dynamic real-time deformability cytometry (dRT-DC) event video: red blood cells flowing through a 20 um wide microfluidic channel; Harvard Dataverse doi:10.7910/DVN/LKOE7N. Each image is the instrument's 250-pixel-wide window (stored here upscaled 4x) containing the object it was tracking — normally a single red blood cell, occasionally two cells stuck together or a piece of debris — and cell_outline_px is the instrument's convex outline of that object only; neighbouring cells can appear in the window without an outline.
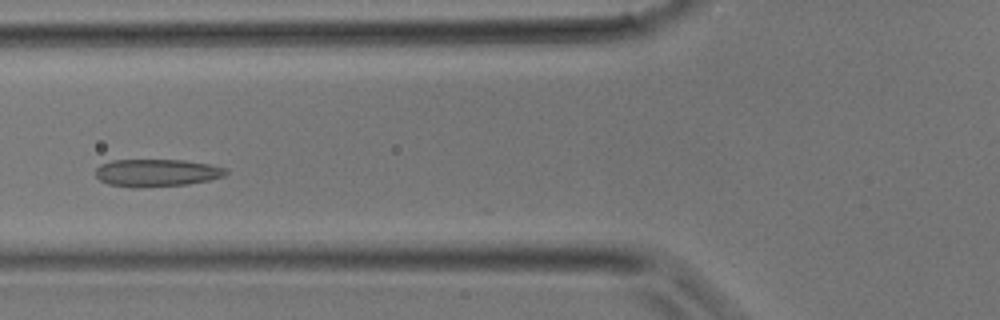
{"species": "common noctule bat (a hibernating species)", "species_latin": "Nyctalus noctula", "temperature_condition": "room temperature", "stored_images_in_passage": 33, "camera_frame_rate_fps": 3000, "um_per_image_px": 0.085, "animal": {"sex": "male", "body_mass_g": 17.9}, "frame": {"image": 1, "passage_image": 14, "time_ms": 4.333, "image_size_px": [1000, 320], "cell_outline_px": [[228, 172], [224, 176], [208, 180], [188, 184], [140, 188], [132, 188], [108, 184], [100, 180], [96, 176], [96, 168], [100, 164], [112, 160], [184, 160], [208, 164], [228, 168]], "centroid_in_image_um": [13.31, 14.69], "position_along_channel_um": 112.5, "area_um2": 21.04}}
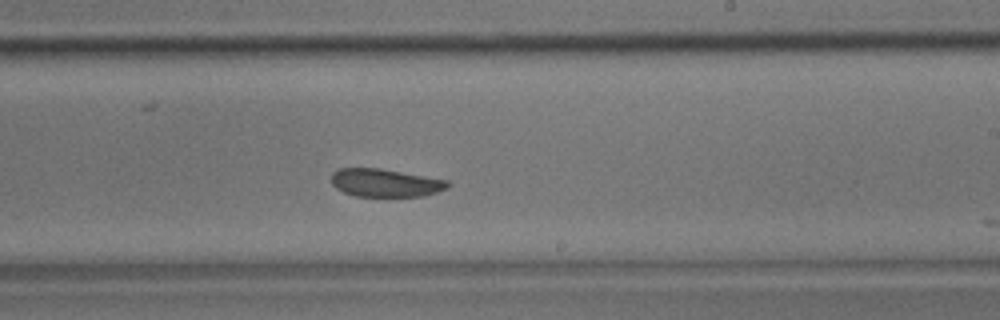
{"frame": {"image": 2, "passage_image": 22, "time_ms": 7.0, "image_size_px": [1000, 320], "cell_outline_px": [[452, 184], [448, 188], [424, 196], [356, 196], [344, 192], [336, 188], [332, 184], [332, 172], [340, 168], [380, 168], [448, 180]], "centroid_in_image_um": [32.77, 15.54], "position_along_channel_um": 256.2, "area_um2": 19.02}}
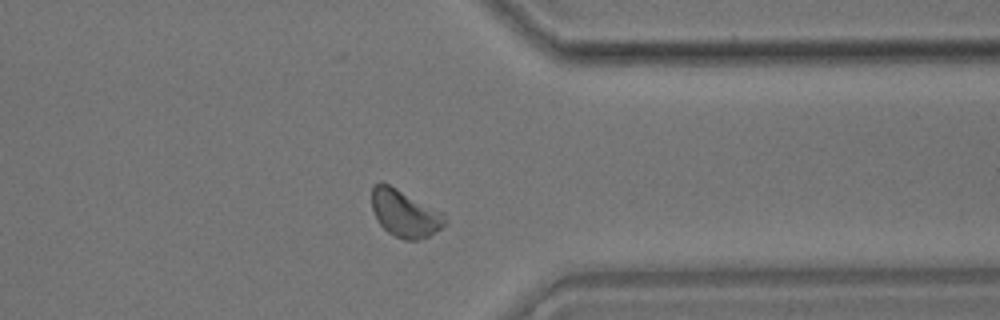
{"frame": {"image": 3, "passage_image": 29, "time_ms": 9.333, "image_size_px": [1000, 320], "cell_outline_px": [[448, 224], [428, 236], [416, 240], [404, 240], [388, 232], [380, 224], [372, 208], [372, 184], [380, 180], [444, 212], [448, 220]], "centroid_in_image_um": [34.43, 18.12], "position_along_channel_um": 377.0, "area_um2": 20.23}}